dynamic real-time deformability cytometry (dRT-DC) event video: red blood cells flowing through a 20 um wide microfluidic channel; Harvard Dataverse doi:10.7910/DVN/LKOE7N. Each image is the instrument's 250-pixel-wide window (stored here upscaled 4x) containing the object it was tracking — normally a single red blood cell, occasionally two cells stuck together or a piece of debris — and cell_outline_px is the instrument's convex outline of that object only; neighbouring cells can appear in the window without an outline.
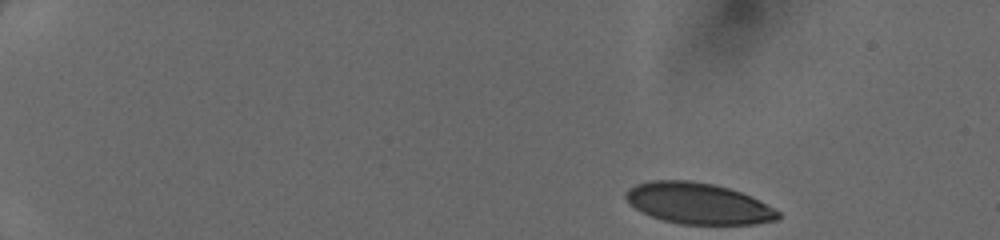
{"species": "human", "species_latin": "Homo sapiens", "temperature_condition": "cold", "stored_images_in_passage": 40, "camera_frame_rate_fps": 3000, "um_per_image_px": 0.085, "donor": {"sex": "female"}, "frame": {"image": 1, "passage_image": 1, "time_ms": 0.0, "image_size_px": [1000, 240], "cell_outline_px": [[780, 216], [776, 220], [756, 224], [680, 224], [664, 220], [652, 216], [636, 208], [624, 196], [624, 192], [628, 188], [636, 184], [652, 180], [688, 180], [712, 184], [728, 188], [740, 192], [780, 212]], "centroid_in_image_um": [59.31, 17.29], "position_along_channel_um": 25.7, "area_um2": 35.95}}
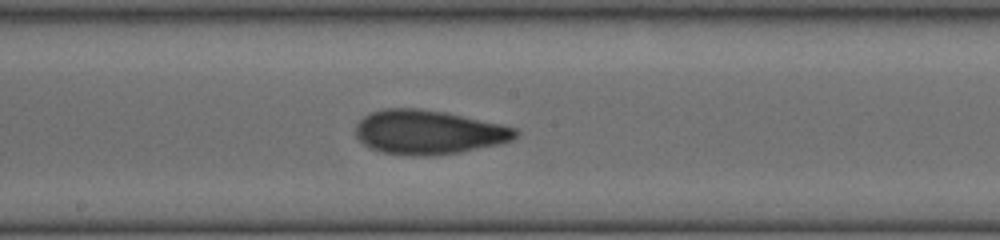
{"frame": {"image": 2, "passage_image": 23, "time_ms": 7.333, "image_size_px": [1000, 240], "cell_outline_px": [[520, 132], [512, 140], [496, 144], [460, 152], [432, 156], [412, 156], [380, 152], [364, 144], [356, 136], [356, 124], [364, 116], [372, 112], [384, 108], [420, 108], [444, 112], [500, 124], [516, 128]], "centroid_in_image_um": [36.39, 11.24], "position_along_channel_um": 211.8, "area_um2": 40.98}}
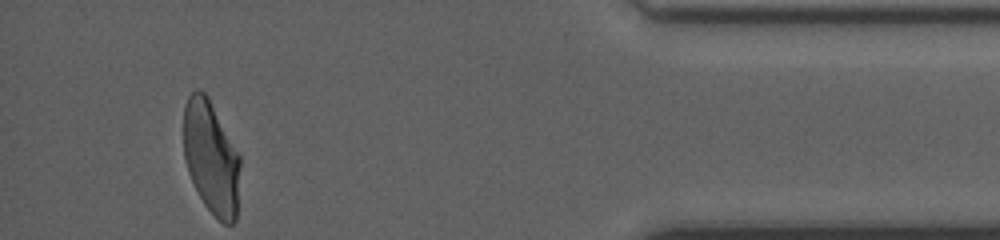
{"frame": {"image": 3, "passage_image": 40, "time_ms": 13.0, "image_size_px": [1000, 240], "cell_outline_px": [[240, 164], [236, 220], [232, 224], [224, 224], [204, 204], [188, 172], [184, 156], [184, 108], [188, 96], [196, 88], [200, 88], [208, 96], [240, 156]], "centroid_in_image_um": [17.95, 13.36], "position_along_channel_um": 417.3, "area_um2": 37.05}}